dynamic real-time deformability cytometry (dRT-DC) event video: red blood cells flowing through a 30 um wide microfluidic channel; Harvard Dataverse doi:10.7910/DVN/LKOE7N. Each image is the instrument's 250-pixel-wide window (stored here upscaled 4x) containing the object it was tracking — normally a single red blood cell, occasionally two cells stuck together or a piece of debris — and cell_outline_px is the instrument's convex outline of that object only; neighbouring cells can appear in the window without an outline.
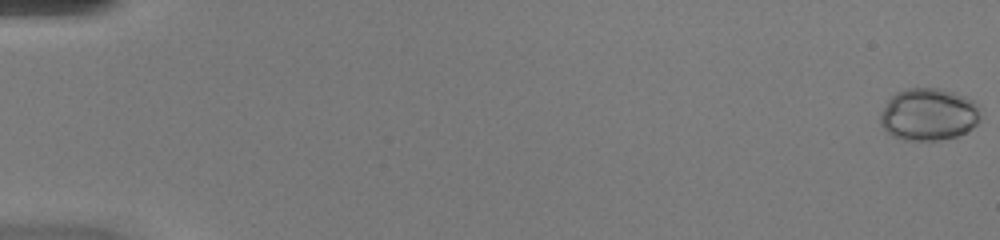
{"species": "common noctule bat (a hibernating species)", "species_latin": "Nyctalus noctula", "temperature_condition": "warm", "stored_images_in_passage": 49, "camera_frame_rate_fps": 3000, "um_per_image_px": 0.085, "animal": {"sex": "female", "body_mass_g": 20.0, "forearm_length_mm": 54.0}, "frame": {"image": 1, "passage_image": 1, "time_ms": 0.0, "image_size_px": [1000, 240], "cell_outline_px": [[980, 120], [972, 128], [956, 136], [940, 140], [904, 140], [892, 136], [880, 124], [880, 112], [888, 100], [896, 92], [908, 88], [940, 88], [964, 96], [972, 100], [976, 108]], "centroid_in_image_um": [78.88, 9.73], "position_along_channel_um": 6.1, "area_um2": 30.29}}
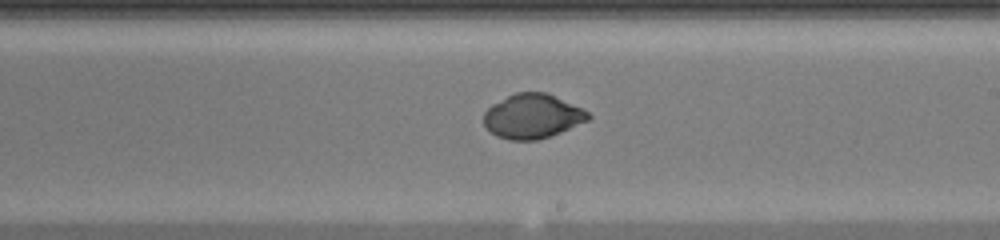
{"frame": {"image": 2, "passage_image": 30, "time_ms": 9.667, "image_size_px": [1000, 240], "cell_outline_px": [[592, 116], [588, 120], [560, 132], [536, 140], [508, 140], [496, 136], [484, 124], [484, 112], [492, 104], [516, 92], [544, 92], [580, 108], [588, 112]], "centroid_in_image_um": [45.22, 9.89], "position_along_channel_um": 243.8, "area_um2": 26.53}}
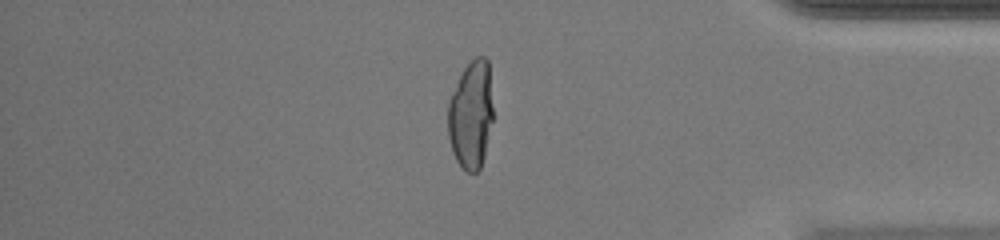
{"frame": {"image": 3, "passage_image": 42, "time_ms": 13.667, "image_size_px": [1000, 240], "cell_outline_px": [[492, 120], [484, 156], [480, 168], [476, 172], [468, 172], [456, 160], [452, 152], [448, 136], [448, 100], [464, 68], [476, 56], [484, 56], [488, 60], [492, 108]], "centroid_in_image_um": [40.02, 9.75], "position_along_channel_um": 395.2, "area_um2": 28.15}}